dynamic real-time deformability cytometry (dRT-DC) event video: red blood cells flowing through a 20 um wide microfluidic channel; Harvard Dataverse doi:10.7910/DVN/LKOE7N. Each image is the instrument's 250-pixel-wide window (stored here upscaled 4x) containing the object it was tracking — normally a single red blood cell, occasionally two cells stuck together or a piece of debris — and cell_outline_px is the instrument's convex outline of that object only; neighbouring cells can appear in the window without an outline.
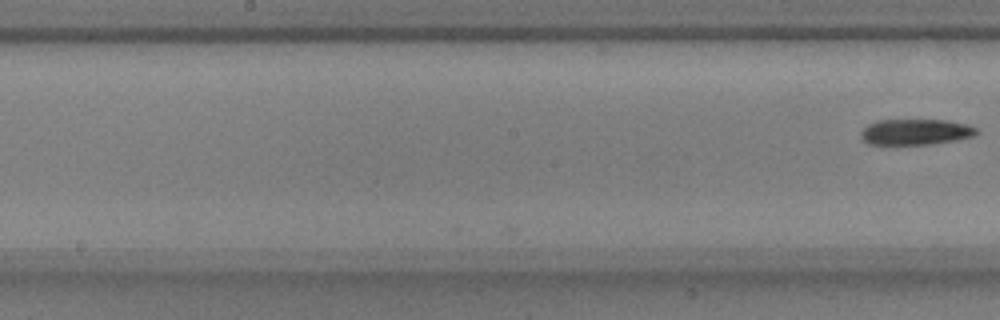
{"species": "common noctule bat (a hibernating species)", "species_latin": "Nyctalus noctula", "temperature_condition": "warm", "stored_images_in_passage": 17, "camera_frame_rate_fps": 3000, "um_per_image_px": 0.085, "animal": {"sex": "male", "body_mass_g": 17.9, "forearm_length_mm": 54.2}, "frame": {"image": 1, "passage_image": 17, "time_ms": 5.333, "image_size_px": [1000, 320], "cell_outline_px": [[980, 132], [972, 136], [956, 140], [928, 144], [868, 144], [860, 136], [860, 132], [868, 124], [876, 120], [944, 120], [968, 124], [976, 128]], "centroid_in_image_um": [77.82, 11.2], "position_along_channel_um": 170.4, "area_um2": 17.34}}